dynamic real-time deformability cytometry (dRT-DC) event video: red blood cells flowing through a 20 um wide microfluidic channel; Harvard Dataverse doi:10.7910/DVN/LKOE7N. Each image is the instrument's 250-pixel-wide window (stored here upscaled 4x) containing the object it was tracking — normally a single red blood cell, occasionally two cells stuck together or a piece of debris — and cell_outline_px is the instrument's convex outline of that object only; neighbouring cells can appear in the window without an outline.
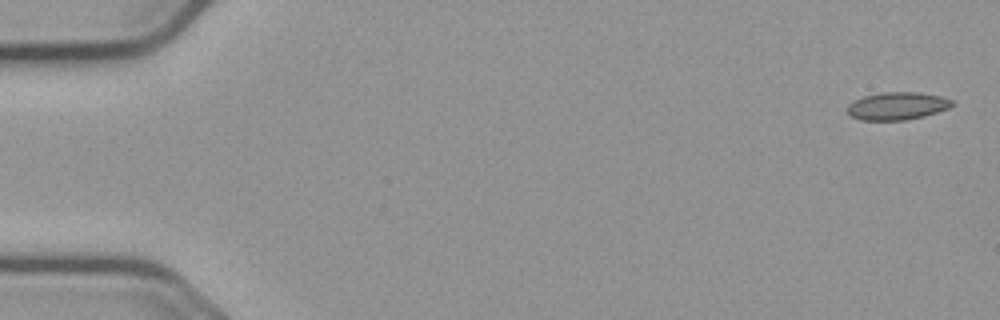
{"species": "common noctule bat (a hibernating species)", "species_latin": "Nyctalus noctula", "temperature_condition": "cold", "stored_images_in_passage": 55, "camera_frame_rate_fps": 3000, "um_per_image_px": 0.085, "animal": {"sex": "male", "body_mass_g": 23.1, "forearm_length_mm": 52.7}, "frame": {"image": 1, "passage_image": 1, "time_ms": 0.0, "image_size_px": [1000, 320], "cell_outline_px": [[956, 104], [948, 108], [924, 116], [904, 120], [860, 120], [852, 116], [848, 112], [848, 104], [864, 96], [884, 92], [920, 92], [940, 96], [952, 100]], "centroid_in_image_um": [76.29, 9.0], "position_along_channel_um": 8.7, "area_um2": 16.76}}
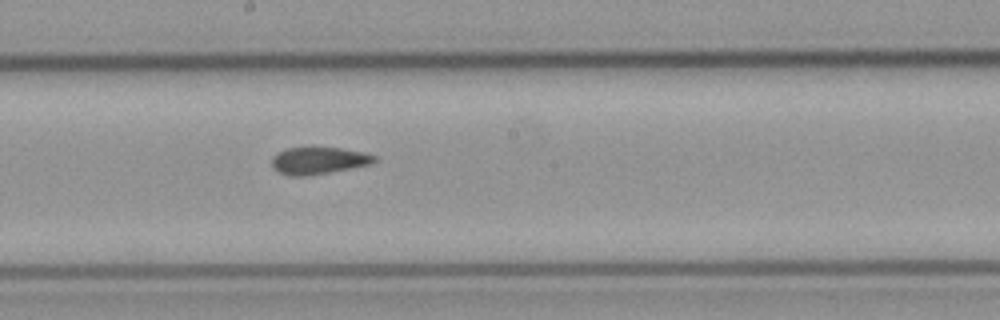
{"frame": {"image": 2, "passage_image": 30, "time_ms": 9.667, "image_size_px": [1000, 320], "cell_outline_px": [[376, 160], [372, 164], [328, 172], [304, 176], [292, 176], [280, 172], [272, 168], [272, 156], [276, 152], [288, 148], [340, 148], [364, 152], [376, 156]], "centroid_in_image_um": [27.06, 13.64], "position_along_channel_um": 221.1, "area_um2": 16.01}}
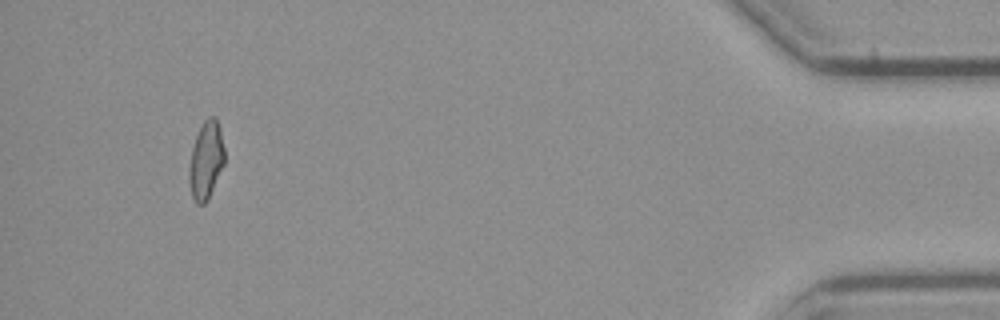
{"frame": {"image": 3, "passage_image": 52, "time_ms": 17.0, "image_size_px": [1000, 320], "cell_outline_px": [[224, 164], [204, 204], [196, 204], [192, 196], [188, 180], [188, 168], [192, 148], [196, 136], [204, 120], [208, 116], [216, 116], [220, 128], [224, 148]], "centroid_in_image_um": [17.5, 13.58], "position_along_channel_um": 417.7, "area_um2": 15.9}, "authors_computed_cell_mechanics": {"area_um2": 16.5886, "velocity_mm_per_s": 3.6934, "shape_relaxation_time_tau1_ms": null, "shape_relaxation_time_tau2_ms": 3.6121, "deformation_change_tau1": null, "deformation_change_tau2": 0.0854}}